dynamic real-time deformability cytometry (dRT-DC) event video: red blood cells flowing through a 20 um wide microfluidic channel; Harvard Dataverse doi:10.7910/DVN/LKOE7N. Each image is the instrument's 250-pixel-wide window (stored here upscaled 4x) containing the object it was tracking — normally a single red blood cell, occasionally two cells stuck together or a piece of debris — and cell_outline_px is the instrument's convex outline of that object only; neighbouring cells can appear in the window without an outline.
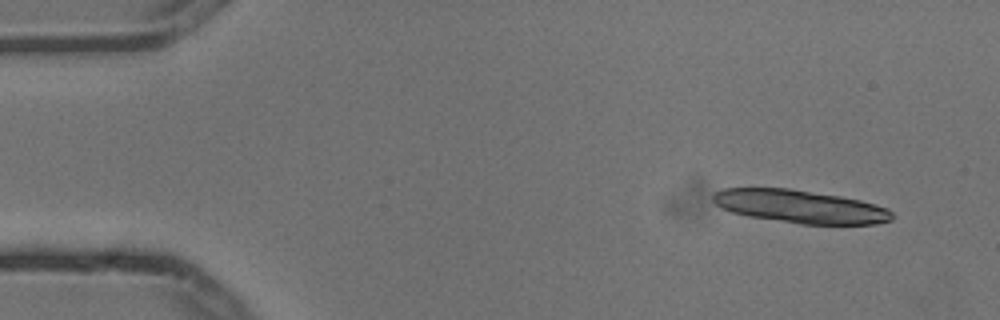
{"species": "common noctule bat (a hibernating species)", "species_latin": "Nyctalus noctula", "temperature_condition": "cold", "stored_images_in_passage": 4, "camera_frame_rate_fps": 3000, "um_per_image_px": 0.085, "animal": {"sex": "male", "body_mass_g": 13.3}, "frame": {"image": 1, "passage_image": 1, "time_ms": 0.0, "image_size_px": [1000, 320], "cell_outline_px": [[896, 216], [892, 220], [876, 224], [800, 224], [748, 216], [732, 212], [720, 208], [712, 200], [712, 196], [716, 192], [724, 188], [788, 188], [840, 196], [860, 200], [876, 204], [888, 208]], "centroid_in_image_um": [68.04, 17.56], "position_along_channel_um": 17.0, "area_um2": 34.62}}